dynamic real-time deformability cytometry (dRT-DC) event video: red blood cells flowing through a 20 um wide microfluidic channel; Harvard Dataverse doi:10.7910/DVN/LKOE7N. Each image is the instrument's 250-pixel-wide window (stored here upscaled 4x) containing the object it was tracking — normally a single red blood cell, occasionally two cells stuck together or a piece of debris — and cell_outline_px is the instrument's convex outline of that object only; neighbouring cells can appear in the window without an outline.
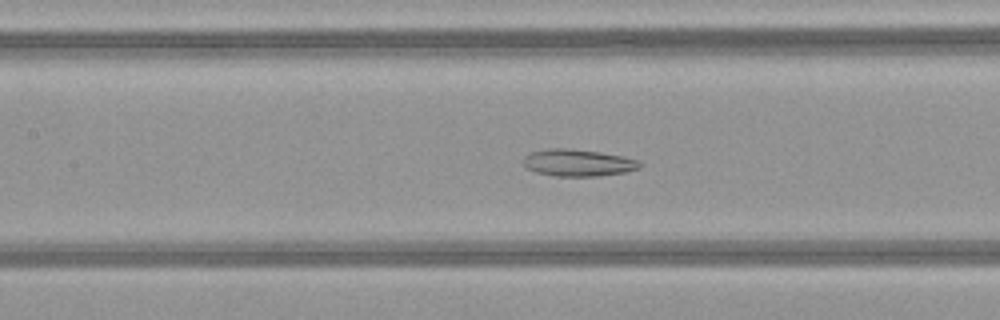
{"species": "common noctule bat (a hibernating species)", "species_latin": "Nyctalus noctula", "temperature_condition": "warm", "stored_images_in_passage": 35, "camera_frame_rate_fps": 3000, "um_per_image_px": 0.085, "animal": {"sex": "female", "body_mass_g": 21.9}, "frame": {"image": 1, "passage_image": 8, "time_ms": 2.333, "image_size_px": [1000, 320], "cell_outline_px": [[644, 164], [640, 168], [624, 172], [600, 176], [556, 176], [536, 172], [528, 168], [524, 164], [524, 156], [532, 152], [548, 148], [568, 148], [600, 152], [624, 156], [640, 160]], "centroid_in_image_um": [49.19, 13.83], "position_along_channel_um": 158.2, "area_um2": 18.38}}
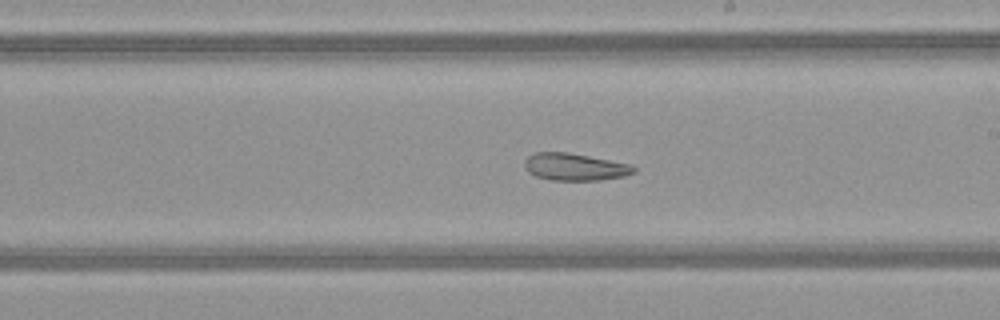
{"frame": {"image": 2, "passage_image": 14, "time_ms": 4.333, "image_size_px": [1000, 320], "cell_outline_px": [[636, 172], [624, 176], [600, 180], [552, 180], [536, 176], [528, 172], [524, 164], [524, 160], [528, 156], [536, 152], [568, 152], [632, 164], [636, 168]], "centroid_in_image_um": [48.88, 14.18], "position_along_channel_um": 240.1, "area_um2": 17.4}}
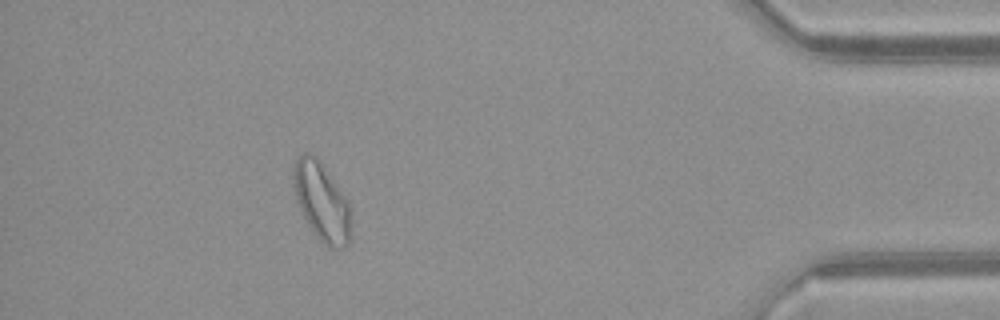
{"frame": {"image": 3, "passage_image": 30, "time_ms": 9.667, "image_size_px": [1000, 320], "cell_outline_px": [[352, 240], [344, 248], [328, 248], [316, 236], [308, 224], [296, 200], [292, 176], [292, 168], [296, 160], [304, 152], [308, 152], [316, 156], [348, 200], [352, 208]], "centroid_in_image_um": [27.39, 17.19], "position_along_channel_um": 407.8, "area_um2": 26.76}}